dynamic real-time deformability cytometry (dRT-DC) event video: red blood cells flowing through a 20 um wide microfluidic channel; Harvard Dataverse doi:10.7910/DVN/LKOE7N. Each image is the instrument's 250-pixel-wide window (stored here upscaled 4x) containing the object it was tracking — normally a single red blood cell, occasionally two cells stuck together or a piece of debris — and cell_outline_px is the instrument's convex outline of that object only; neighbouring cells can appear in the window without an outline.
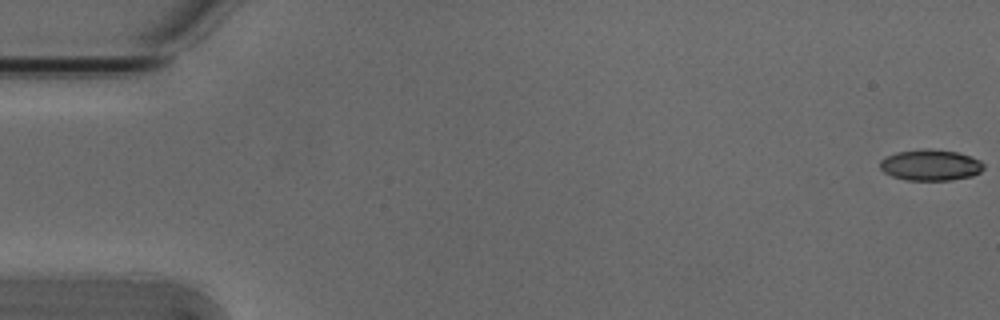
{"species": "Egyptian fruit bat (a non-hibernating species)", "species_latin": "Rousettus aegyptiacus", "temperature_condition": "cold", "stored_images_in_passage": 54, "camera_frame_rate_fps": 3000, "um_per_image_px": 0.085, "animal": {"sex": "male"}, "frame": {"image": 1, "passage_image": 1, "time_ms": 0.0, "image_size_px": [1000, 320], "cell_outline_px": [[984, 168], [980, 172], [972, 176], [952, 180], [908, 180], [892, 176], [884, 172], [880, 168], [880, 160], [884, 156], [896, 152], [928, 148], [956, 152], [980, 160], [984, 164]], "centroid_in_image_um": [79.07, 14.03], "position_along_channel_um": 5.9, "area_um2": 18.79}}
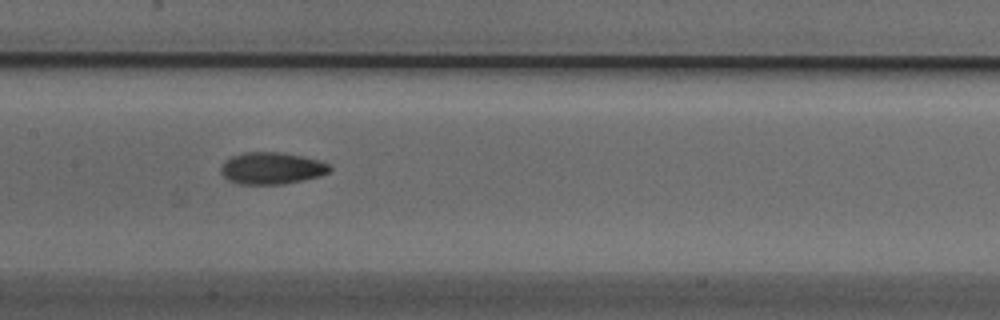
{"frame": {"image": 2, "passage_image": 27, "time_ms": 8.667, "image_size_px": [1000, 320], "cell_outline_px": [[332, 168], [328, 172], [320, 176], [284, 184], [236, 184], [228, 180], [220, 172], [220, 168], [224, 160], [232, 156], [244, 152], [284, 152], [304, 156], [320, 160], [328, 164]], "centroid_in_image_um": [23.08, 14.29], "position_along_channel_um": 184.3, "area_um2": 20.46}}
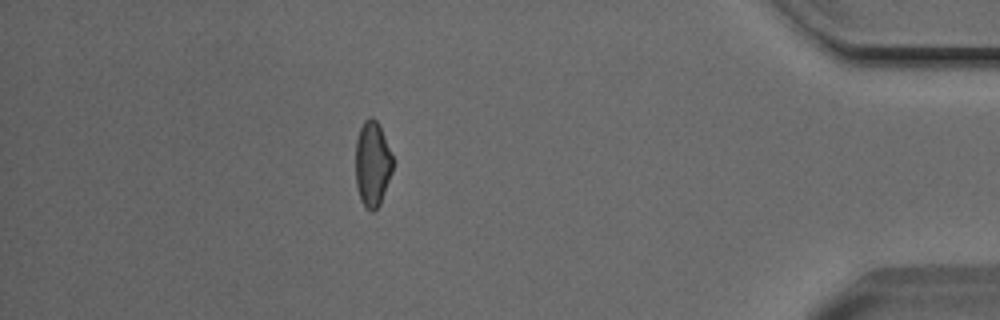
{"frame": {"image": 3, "passage_image": 48, "time_ms": 15.667, "image_size_px": [1000, 320], "cell_outline_px": [[392, 172], [380, 204], [372, 212], [360, 200], [356, 184], [356, 140], [360, 128], [364, 120], [368, 116], [372, 116], [380, 124], [392, 156]], "centroid_in_image_um": [31.65, 13.89], "position_along_channel_um": 403.6, "area_um2": 18.44}, "authors_computed_cell_mechanics": {"area_um2": 19.1896, "velocity_mm_per_s": 3.8155, "shape_relaxation_time_tau1_ms": 4.8458, "shape_relaxation_time_tau2_ms": 2.2816, "deformation_change_tau1": 0.1367, "deformation_change_tau2": 0.0676}}